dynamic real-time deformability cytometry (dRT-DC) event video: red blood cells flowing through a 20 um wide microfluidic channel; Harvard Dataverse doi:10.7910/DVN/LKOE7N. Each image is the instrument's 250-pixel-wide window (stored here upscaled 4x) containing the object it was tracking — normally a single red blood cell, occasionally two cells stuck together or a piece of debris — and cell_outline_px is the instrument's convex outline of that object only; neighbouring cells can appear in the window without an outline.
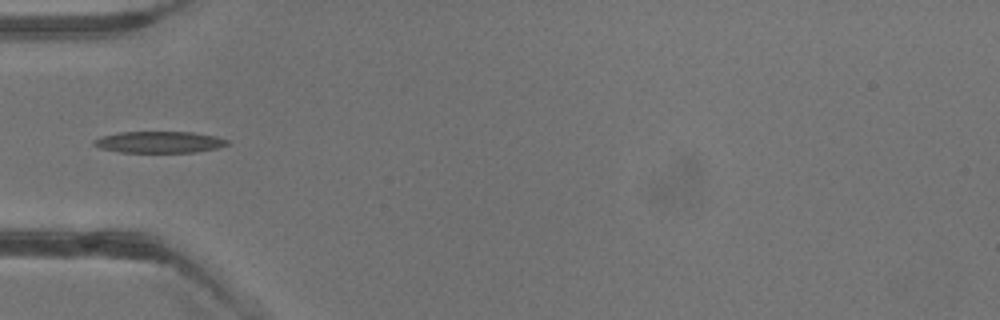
{"species": "common noctule bat (a hibernating species)", "species_latin": "Nyctalus noctula", "temperature_condition": "warm", "stored_images_in_passage": 4, "camera_frame_rate_fps": 3000, "um_per_image_px": 0.085, "animal": {"sex": "male", "body_mass_g": 13.3}, "frame": {"image": 1, "passage_image": 4, "time_ms": 3.667, "image_size_px": [1000, 320], "cell_outline_px": [[228, 144], [216, 148], [196, 152], [120, 152], [100, 148], [92, 144], [92, 140], [104, 136], [120, 132], [192, 132], [216, 136], [228, 140]], "centroid_in_image_um": [13.53, 12.08], "position_along_channel_um": 71.5, "area_um2": 16.59}}